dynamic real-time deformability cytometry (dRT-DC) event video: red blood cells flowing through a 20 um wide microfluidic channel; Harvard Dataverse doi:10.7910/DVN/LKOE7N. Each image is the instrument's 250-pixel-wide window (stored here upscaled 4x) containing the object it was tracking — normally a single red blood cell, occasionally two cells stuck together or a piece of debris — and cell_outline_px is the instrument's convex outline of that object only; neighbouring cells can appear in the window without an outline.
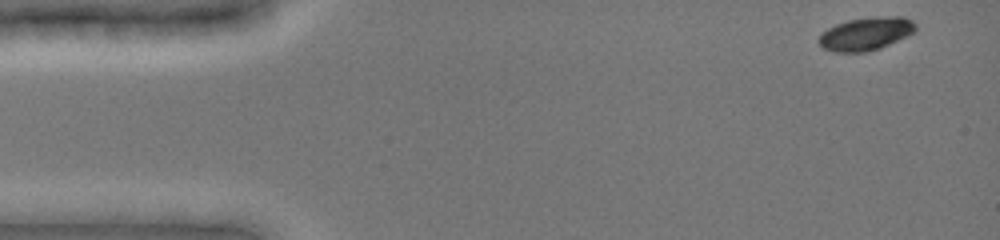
{"species": "common noctule bat (a hibernating species)", "species_latin": "Nyctalus noctula", "temperature_condition": "cold", "stored_images_in_passage": 48, "camera_frame_rate_fps": 3000, "um_per_image_px": 0.085, "animal": {"sex": "female", "body_mass_g": 19.0, "forearm_length_mm": 51.5}, "frame": {"image": 1, "passage_image": 1, "time_ms": 0.0, "image_size_px": [1000, 240], "cell_outline_px": [[916, 32], [880, 48], [868, 52], [836, 52], [824, 48], [816, 40], [828, 28], [836, 24], [848, 20], [888, 16], [904, 16], [912, 20], [916, 24]], "centroid_in_image_um": [73.64, 2.87], "position_along_channel_um": 11.4, "area_um2": 18.55}}
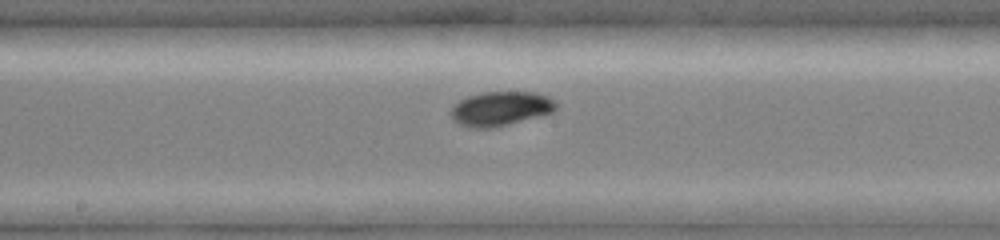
{"frame": {"image": 2, "passage_image": 24, "time_ms": 7.667, "image_size_px": [1000, 240], "cell_outline_px": [[556, 108], [552, 112], [540, 116], [492, 128], [468, 128], [452, 120], [448, 112], [452, 104], [468, 96], [484, 92], [536, 92], [548, 96], [556, 104]], "centroid_in_image_um": [42.48, 9.24], "position_along_channel_um": 205.7, "area_um2": 21.21}}
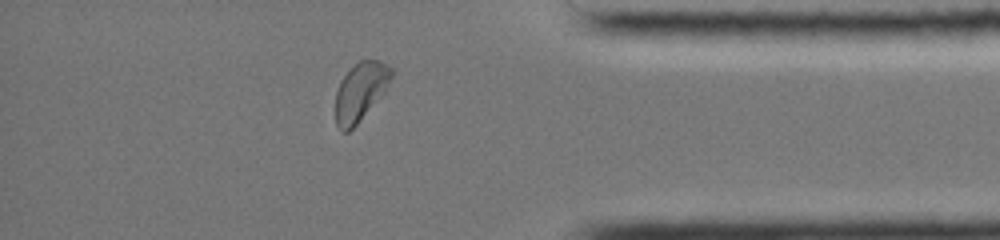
{"frame": {"image": 3, "passage_image": 42, "time_ms": 13.0, "image_size_px": [1000, 240], "cell_outline_px": [[392, 76], [384, 92], [356, 124], [348, 132], [344, 132], [336, 124], [336, 92], [340, 80], [360, 60], [380, 60], [392, 68]], "centroid_in_image_um": [30.63, 7.77], "position_along_channel_um": 404.6, "area_um2": 18.5}, "authors_computed_cell_mechanics": {"area_um2": 19.5653, "velocity_mm_per_s": 3.9383, "shape_relaxation_time_tau1_ms": 2.0275, "shape_relaxation_time_tau2_ms": null, "deformation_change_tau1": 0.0861, "deformation_change_tau2": null}}